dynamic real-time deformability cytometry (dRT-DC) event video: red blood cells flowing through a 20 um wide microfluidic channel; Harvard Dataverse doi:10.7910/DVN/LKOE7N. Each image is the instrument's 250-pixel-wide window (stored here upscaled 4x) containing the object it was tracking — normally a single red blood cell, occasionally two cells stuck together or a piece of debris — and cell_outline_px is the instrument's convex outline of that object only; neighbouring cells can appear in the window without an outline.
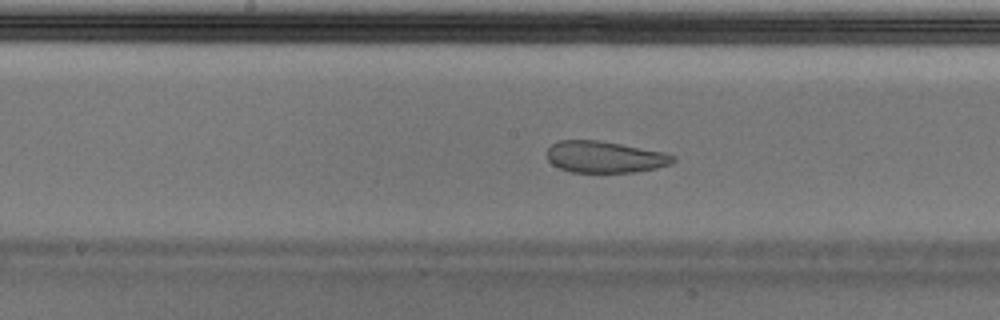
{"species": "Egyptian fruit bat (a non-hibernating species)", "species_latin": "Rousettus aegyptiacus", "temperature_condition": "cold", "stored_images_in_passage": 53, "camera_frame_rate_fps": 3000, "um_per_image_px": 0.085, "animal": {"sex": "male"}, "frame": {"image": 1, "passage_image": 27, "time_ms": 8.667, "image_size_px": [1000, 320], "cell_outline_px": [[676, 160], [672, 164], [656, 168], [636, 172], [572, 172], [560, 168], [552, 164], [548, 160], [548, 148], [552, 144], [560, 140], [600, 140], [664, 152], [676, 156]], "centroid_in_image_um": [51.44, 13.34], "position_along_channel_um": 196.8, "area_um2": 23.24}}
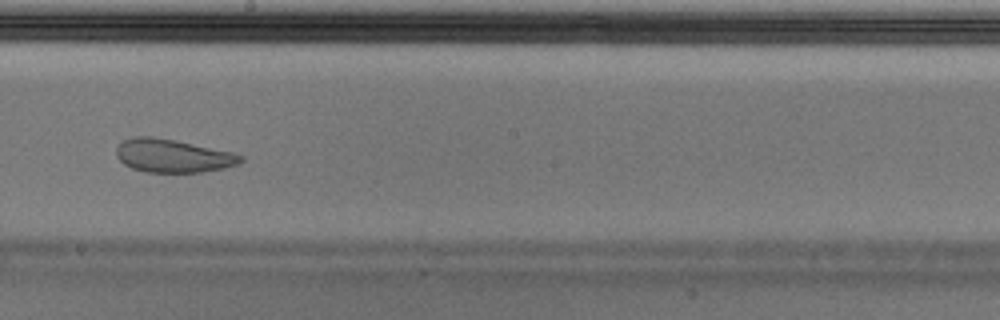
{"frame": {"image": 2, "passage_image": 30, "time_ms": 9.667, "image_size_px": [1000, 320], "cell_outline_px": [[244, 160], [240, 164], [224, 168], [200, 172], [144, 172], [132, 168], [124, 164], [116, 156], [116, 148], [124, 140], [132, 136], [152, 136], [176, 140], [232, 152], [244, 156]], "centroid_in_image_um": [14.7, 13.24], "position_along_channel_um": 233.5, "area_um2": 24.22}}
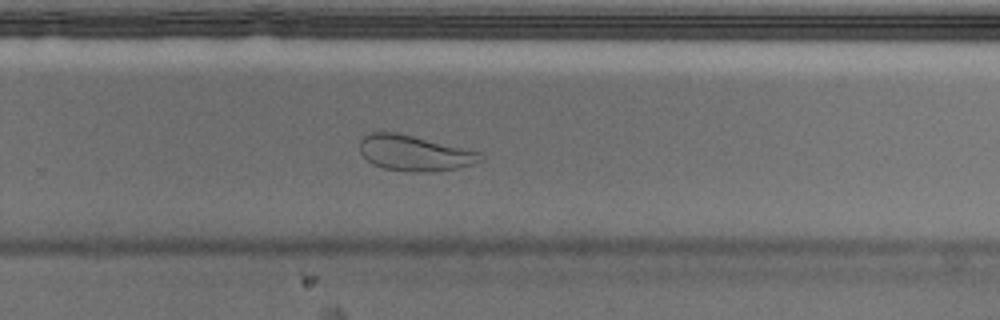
{"frame": {"image": 3, "passage_image": 35, "time_ms": 11.333, "image_size_px": [1000, 320], "cell_outline_px": [[484, 160], [472, 164], [456, 168], [436, 172], [408, 172], [384, 168], [372, 164], [360, 152], [360, 140], [368, 132], [396, 132], [480, 152], [484, 156]], "centroid_in_image_um": [35.22, 13.02], "position_along_channel_um": 294.6, "area_um2": 24.97}, "authors_computed_cell_mechanics": {"area_um2": 28.2064, "velocity_mm_per_s": 3.6818, "shape_relaxation_time_tau1_ms": null, "shape_relaxation_time_tau2_ms": 1.3492, "deformation_change_tau1": null, "deformation_change_tau2": 0.0687}}